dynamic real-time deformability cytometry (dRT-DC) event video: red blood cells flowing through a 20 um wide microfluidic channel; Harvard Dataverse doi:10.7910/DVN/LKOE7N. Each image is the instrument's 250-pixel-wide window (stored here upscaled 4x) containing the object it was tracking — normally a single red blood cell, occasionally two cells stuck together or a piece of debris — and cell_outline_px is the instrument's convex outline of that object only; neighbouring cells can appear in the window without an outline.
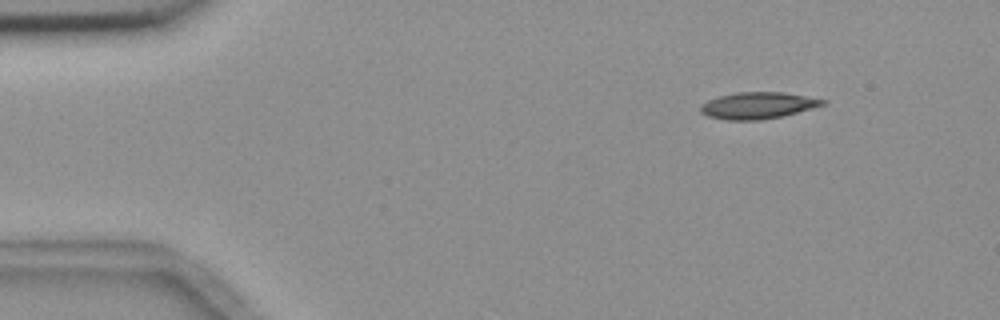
{"species": "common noctule bat (a hibernating species)", "species_latin": "Nyctalus noctula", "temperature_condition": "room temperature", "stored_images_in_passage": 4, "camera_frame_rate_fps": 3000, "um_per_image_px": 0.085, "animal": {"sex": "female", "body_mass_g": 18.4}, "frame": {"image": 1, "passage_image": 1, "time_ms": 0.0, "image_size_px": [1000, 320], "cell_outline_px": [[828, 104], [784, 116], [760, 120], [728, 120], [708, 116], [700, 112], [700, 104], [708, 100], [720, 96], [736, 92], [784, 92], [828, 100]], "centroid_in_image_um": [64.46, 8.96], "position_along_channel_um": 20.5, "area_um2": 19.13}}
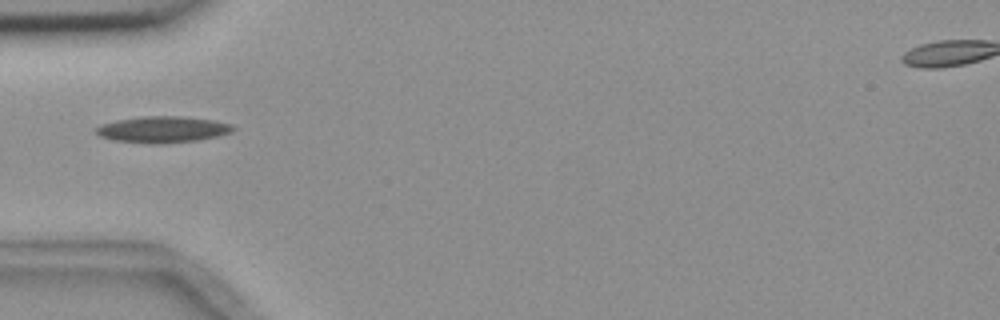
{"frame": {"image": 2, "passage_image": 4, "time_ms": 3.667, "image_size_px": [1000, 320], "cell_outline_px": [[236, 128], [232, 132], [200, 140], [160, 144], [148, 144], [112, 140], [100, 136], [96, 132], [96, 128], [100, 124], [116, 120], [140, 116], [180, 116], [212, 120], [232, 124]], "centroid_in_image_um": [13.81, 11.01], "position_along_channel_um": 71.2, "area_um2": 21.21}}